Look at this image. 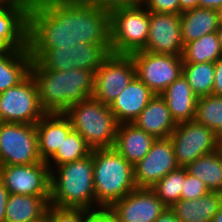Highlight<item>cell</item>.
Listing matches in <instances>:
<instances>
[{"instance_id":"45","label":"cell","mask_w":222,"mask_h":222,"mask_svg":"<svg viewBox=\"0 0 222 222\" xmlns=\"http://www.w3.org/2000/svg\"><path fill=\"white\" fill-rule=\"evenodd\" d=\"M217 11L219 16L220 27H222V6Z\"/></svg>"},{"instance_id":"26","label":"cell","mask_w":222,"mask_h":222,"mask_svg":"<svg viewBox=\"0 0 222 222\" xmlns=\"http://www.w3.org/2000/svg\"><path fill=\"white\" fill-rule=\"evenodd\" d=\"M31 63L28 47L0 51V94L20 83L30 73Z\"/></svg>"},{"instance_id":"5","label":"cell","mask_w":222,"mask_h":222,"mask_svg":"<svg viewBox=\"0 0 222 222\" xmlns=\"http://www.w3.org/2000/svg\"><path fill=\"white\" fill-rule=\"evenodd\" d=\"M64 114L73 130L84 138L92 150L114 146L118 123L109 105L90 97L73 104Z\"/></svg>"},{"instance_id":"27","label":"cell","mask_w":222,"mask_h":222,"mask_svg":"<svg viewBox=\"0 0 222 222\" xmlns=\"http://www.w3.org/2000/svg\"><path fill=\"white\" fill-rule=\"evenodd\" d=\"M185 168L190 175L202 180L211 192L222 193V152L220 149L200 156Z\"/></svg>"},{"instance_id":"15","label":"cell","mask_w":222,"mask_h":222,"mask_svg":"<svg viewBox=\"0 0 222 222\" xmlns=\"http://www.w3.org/2000/svg\"><path fill=\"white\" fill-rule=\"evenodd\" d=\"M166 208L150 188H136L108 209L118 222H155Z\"/></svg>"},{"instance_id":"20","label":"cell","mask_w":222,"mask_h":222,"mask_svg":"<svg viewBox=\"0 0 222 222\" xmlns=\"http://www.w3.org/2000/svg\"><path fill=\"white\" fill-rule=\"evenodd\" d=\"M155 139L133 123H121L113 148L134 166L147 155Z\"/></svg>"},{"instance_id":"10","label":"cell","mask_w":222,"mask_h":222,"mask_svg":"<svg viewBox=\"0 0 222 222\" xmlns=\"http://www.w3.org/2000/svg\"><path fill=\"white\" fill-rule=\"evenodd\" d=\"M136 76L155 94L160 95L183 74L182 55L155 54L145 50L130 54Z\"/></svg>"},{"instance_id":"17","label":"cell","mask_w":222,"mask_h":222,"mask_svg":"<svg viewBox=\"0 0 222 222\" xmlns=\"http://www.w3.org/2000/svg\"><path fill=\"white\" fill-rule=\"evenodd\" d=\"M28 6L0 5V51L26 49Z\"/></svg>"},{"instance_id":"47","label":"cell","mask_w":222,"mask_h":222,"mask_svg":"<svg viewBox=\"0 0 222 222\" xmlns=\"http://www.w3.org/2000/svg\"><path fill=\"white\" fill-rule=\"evenodd\" d=\"M36 222H51V221H50V218L46 215L41 220L36 221Z\"/></svg>"},{"instance_id":"24","label":"cell","mask_w":222,"mask_h":222,"mask_svg":"<svg viewBox=\"0 0 222 222\" xmlns=\"http://www.w3.org/2000/svg\"><path fill=\"white\" fill-rule=\"evenodd\" d=\"M183 44L200 37L217 32L220 28L218 11L210 8L197 7L180 14Z\"/></svg>"},{"instance_id":"38","label":"cell","mask_w":222,"mask_h":222,"mask_svg":"<svg viewBox=\"0 0 222 222\" xmlns=\"http://www.w3.org/2000/svg\"><path fill=\"white\" fill-rule=\"evenodd\" d=\"M213 95L222 96V56L215 63Z\"/></svg>"},{"instance_id":"6","label":"cell","mask_w":222,"mask_h":222,"mask_svg":"<svg viewBox=\"0 0 222 222\" xmlns=\"http://www.w3.org/2000/svg\"><path fill=\"white\" fill-rule=\"evenodd\" d=\"M149 19L150 12L142 4L111 11L110 53L130 55L144 50L149 35Z\"/></svg>"},{"instance_id":"46","label":"cell","mask_w":222,"mask_h":222,"mask_svg":"<svg viewBox=\"0 0 222 222\" xmlns=\"http://www.w3.org/2000/svg\"><path fill=\"white\" fill-rule=\"evenodd\" d=\"M217 33H218L219 40H220V45H221V48H222V27L219 28Z\"/></svg>"},{"instance_id":"28","label":"cell","mask_w":222,"mask_h":222,"mask_svg":"<svg viewBox=\"0 0 222 222\" xmlns=\"http://www.w3.org/2000/svg\"><path fill=\"white\" fill-rule=\"evenodd\" d=\"M222 56V48L217 32L204 35L184 45L183 63H215Z\"/></svg>"},{"instance_id":"48","label":"cell","mask_w":222,"mask_h":222,"mask_svg":"<svg viewBox=\"0 0 222 222\" xmlns=\"http://www.w3.org/2000/svg\"><path fill=\"white\" fill-rule=\"evenodd\" d=\"M219 149H220L221 152H222V137L220 138V147H219Z\"/></svg>"},{"instance_id":"40","label":"cell","mask_w":222,"mask_h":222,"mask_svg":"<svg viewBox=\"0 0 222 222\" xmlns=\"http://www.w3.org/2000/svg\"><path fill=\"white\" fill-rule=\"evenodd\" d=\"M155 222H180L176 216L174 211L167 207L165 211L155 220Z\"/></svg>"},{"instance_id":"31","label":"cell","mask_w":222,"mask_h":222,"mask_svg":"<svg viewBox=\"0 0 222 222\" xmlns=\"http://www.w3.org/2000/svg\"><path fill=\"white\" fill-rule=\"evenodd\" d=\"M92 149L88 146L84 138L76 131L72 130L63 143L56 151V153L47 161L49 167H51V160L54 161V165L61 166L63 164L77 161L90 155Z\"/></svg>"},{"instance_id":"4","label":"cell","mask_w":222,"mask_h":222,"mask_svg":"<svg viewBox=\"0 0 222 222\" xmlns=\"http://www.w3.org/2000/svg\"><path fill=\"white\" fill-rule=\"evenodd\" d=\"M93 183L97 209L109 208L137 188L134 166L113 147L94 149Z\"/></svg>"},{"instance_id":"16","label":"cell","mask_w":222,"mask_h":222,"mask_svg":"<svg viewBox=\"0 0 222 222\" xmlns=\"http://www.w3.org/2000/svg\"><path fill=\"white\" fill-rule=\"evenodd\" d=\"M180 15L150 12L149 35L145 51L155 54L182 55Z\"/></svg>"},{"instance_id":"32","label":"cell","mask_w":222,"mask_h":222,"mask_svg":"<svg viewBox=\"0 0 222 222\" xmlns=\"http://www.w3.org/2000/svg\"><path fill=\"white\" fill-rule=\"evenodd\" d=\"M185 180V167H179L160 179L150 189L169 208L180 200L183 182Z\"/></svg>"},{"instance_id":"33","label":"cell","mask_w":222,"mask_h":222,"mask_svg":"<svg viewBox=\"0 0 222 222\" xmlns=\"http://www.w3.org/2000/svg\"><path fill=\"white\" fill-rule=\"evenodd\" d=\"M210 190L202 180L190 175L185 168V180L183 182V188L181 191L180 199L182 200H194L207 195Z\"/></svg>"},{"instance_id":"39","label":"cell","mask_w":222,"mask_h":222,"mask_svg":"<svg viewBox=\"0 0 222 222\" xmlns=\"http://www.w3.org/2000/svg\"><path fill=\"white\" fill-rule=\"evenodd\" d=\"M9 194L10 193L5 188L3 182L0 180V222H5V208L7 205Z\"/></svg>"},{"instance_id":"8","label":"cell","mask_w":222,"mask_h":222,"mask_svg":"<svg viewBox=\"0 0 222 222\" xmlns=\"http://www.w3.org/2000/svg\"><path fill=\"white\" fill-rule=\"evenodd\" d=\"M45 114L31 73L0 94V122L35 125Z\"/></svg>"},{"instance_id":"25","label":"cell","mask_w":222,"mask_h":222,"mask_svg":"<svg viewBox=\"0 0 222 222\" xmlns=\"http://www.w3.org/2000/svg\"><path fill=\"white\" fill-rule=\"evenodd\" d=\"M222 206V193L209 192L194 200L180 199L171 209L180 222H211Z\"/></svg>"},{"instance_id":"41","label":"cell","mask_w":222,"mask_h":222,"mask_svg":"<svg viewBox=\"0 0 222 222\" xmlns=\"http://www.w3.org/2000/svg\"><path fill=\"white\" fill-rule=\"evenodd\" d=\"M222 6V0H199V7L218 10Z\"/></svg>"},{"instance_id":"19","label":"cell","mask_w":222,"mask_h":222,"mask_svg":"<svg viewBox=\"0 0 222 222\" xmlns=\"http://www.w3.org/2000/svg\"><path fill=\"white\" fill-rule=\"evenodd\" d=\"M38 152L42 161H48L73 130L64 113H46L36 124Z\"/></svg>"},{"instance_id":"9","label":"cell","mask_w":222,"mask_h":222,"mask_svg":"<svg viewBox=\"0 0 222 222\" xmlns=\"http://www.w3.org/2000/svg\"><path fill=\"white\" fill-rule=\"evenodd\" d=\"M42 162L35 125L0 122V163L27 165Z\"/></svg>"},{"instance_id":"34","label":"cell","mask_w":222,"mask_h":222,"mask_svg":"<svg viewBox=\"0 0 222 222\" xmlns=\"http://www.w3.org/2000/svg\"><path fill=\"white\" fill-rule=\"evenodd\" d=\"M46 215L51 222H83L84 209L59 208L49 205Z\"/></svg>"},{"instance_id":"23","label":"cell","mask_w":222,"mask_h":222,"mask_svg":"<svg viewBox=\"0 0 222 222\" xmlns=\"http://www.w3.org/2000/svg\"><path fill=\"white\" fill-rule=\"evenodd\" d=\"M50 196L9 194L5 222H36L47 214Z\"/></svg>"},{"instance_id":"37","label":"cell","mask_w":222,"mask_h":222,"mask_svg":"<svg viewBox=\"0 0 222 222\" xmlns=\"http://www.w3.org/2000/svg\"><path fill=\"white\" fill-rule=\"evenodd\" d=\"M85 2L96 5L105 11H113L118 8L131 7L137 5L135 0H83Z\"/></svg>"},{"instance_id":"7","label":"cell","mask_w":222,"mask_h":222,"mask_svg":"<svg viewBox=\"0 0 222 222\" xmlns=\"http://www.w3.org/2000/svg\"><path fill=\"white\" fill-rule=\"evenodd\" d=\"M109 54L107 44L75 43L71 47L47 48L32 60L30 69L69 71L76 68L96 72Z\"/></svg>"},{"instance_id":"29","label":"cell","mask_w":222,"mask_h":222,"mask_svg":"<svg viewBox=\"0 0 222 222\" xmlns=\"http://www.w3.org/2000/svg\"><path fill=\"white\" fill-rule=\"evenodd\" d=\"M214 74V63H183V76L197 97L212 94Z\"/></svg>"},{"instance_id":"12","label":"cell","mask_w":222,"mask_h":222,"mask_svg":"<svg viewBox=\"0 0 222 222\" xmlns=\"http://www.w3.org/2000/svg\"><path fill=\"white\" fill-rule=\"evenodd\" d=\"M136 76L130 55L109 54L95 72L93 98L110 105Z\"/></svg>"},{"instance_id":"43","label":"cell","mask_w":222,"mask_h":222,"mask_svg":"<svg viewBox=\"0 0 222 222\" xmlns=\"http://www.w3.org/2000/svg\"><path fill=\"white\" fill-rule=\"evenodd\" d=\"M36 0H0V5H25L29 8Z\"/></svg>"},{"instance_id":"22","label":"cell","mask_w":222,"mask_h":222,"mask_svg":"<svg viewBox=\"0 0 222 222\" xmlns=\"http://www.w3.org/2000/svg\"><path fill=\"white\" fill-rule=\"evenodd\" d=\"M160 95L166 101L176 124L194 120L198 97L192 92L183 74Z\"/></svg>"},{"instance_id":"21","label":"cell","mask_w":222,"mask_h":222,"mask_svg":"<svg viewBox=\"0 0 222 222\" xmlns=\"http://www.w3.org/2000/svg\"><path fill=\"white\" fill-rule=\"evenodd\" d=\"M132 123L155 138L170 137L177 125L161 95H154Z\"/></svg>"},{"instance_id":"18","label":"cell","mask_w":222,"mask_h":222,"mask_svg":"<svg viewBox=\"0 0 222 222\" xmlns=\"http://www.w3.org/2000/svg\"><path fill=\"white\" fill-rule=\"evenodd\" d=\"M154 93L135 76L126 88L114 99L110 111L118 124L132 123L154 97Z\"/></svg>"},{"instance_id":"13","label":"cell","mask_w":222,"mask_h":222,"mask_svg":"<svg viewBox=\"0 0 222 222\" xmlns=\"http://www.w3.org/2000/svg\"><path fill=\"white\" fill-rule=\"evenodd\" d=\"M50 179L46 161L0 167V180L10 194L50 196Z\"/></svg>"},{"instance_id":"42","label":"cell","mask_w":222,"mask_h":222,"mask_svg":"<svg viewBox=\"0 0 222 222\" xmlns=\"http://www.w3.org/2000/svg\"><path fill=\"white\" fill-rule=\"evenodd\" d=\"M180 2V14L186 10L199 7V0H179Z\"/></svg>"},{"instance_id":"3","label":"cell","mask_w":222,"mask_h":222,"mask_svg":"<svg viewBox=\"0 0 222 222\" xmlns=\"http://www.w3.org/2000/svg\"><path fill=\"white\" fill-rule=\"evenodd\" d=\"M49 168L51 171L50 205L59 208L96 209L94 208L97 205L93 183V150L83 159ZM53 168L57 170H52Z\"/></svg>"},{"instance_id":"11","label":"cell","mask_w":222,"mask_h":222,"mask_svg":"<svg viewBox=\"0 0 222 222\" xmlns=\"http://www.w3.org/2000/svg\"><path fill=\"white\" fill-rule=\"evenodd\" d=\"M170 138L179 167H186L200 156L220 147V137L195 120L178 123Z\"/></svg>"},{"instance_id":"30","label":"cell","mask_w":222,"mask_h":222,"mask_svg":"<svg viewBox=\"0 0 222 222\" xmlns=\"http://www.w3.org/2000/svg\"><path fill=\"white\" fill-rule=\"evenodd\" d=\"M194 120L222 137V96L198 97Z\"/></svg>"},{"instance_id":"44","label":"cell","mask_w":222,"mask_h":222,"mask_svg":"<svg viewBox=\"0 0 222 222\" xmlns=\"http://www.w3.org/2000/svg\"><path fill=\"white\" fill-rule=\"evenodd\" d=\"M211 222H222V206L219 211L213 216Z\"/></svg>"},{"instance_id":"2","label":"cell","mask_w":222,"mask_h":222,"mask_svg":"<svg viewBox=\"0 0 222 222\" xmlns=\"http://www.w3.org/2000/svg\"><path fill=\"white\" fill-rule=\"evenodd\" d=\"M30 73L36 82L40 105L46 113H64L73 104L93 96L94 71L30 69Z\"/></svg>"},{"instance_id":"36","label":"cell","mask_w":222,"mask_h":222,"mask_svg":"<svg viewBox=\"0 0 222 222\" xmlns=\"http://www.w3.org/2000/svg\"><path fill=\"white\" fill-rule=\"evenodd\" d=\"M83 222H118L108 208L84 209Z\"/></svg>"},{"instance_id":"1","label":"cell","mask_w":222,"mask_h":222,"mask_svg":"<svg viewBox=\"0 0 222 222\" xmlns=\"http://www.w3.org/2000/svg\"><path fill=\"white\" fill-rule=\"evenodd\" d=\"M75 43L110 47V12L83 0H36L28 9L27 47L32 60L47 48Z\"/></svg>"},{"instance_id":"14","label":"cell","mask_w":222,"mask_h":222,"mask_svg":"<svg viewBox=\"0 0 222 222\" xmlns=\"http://www.w3.org/2000/svg\"><path fill=\"white\" fill-rule=\"evenodd\" d=\"M179 168L170 137L156 138L147 155L134 165L137 188H151L171 171Z\"/></svg>"},{"instance_id":"35","label":"cell","mask_w":222,"mask_h":222,"mask_svg":"<svg viewBox=\"0 0 222 222\" xmlns=\"http://www.w3.org/2000/svg\"><path fill=\"white\" fill-rule=\"evenodd\" d=\"M149 12L180 15L179 0H143L141 3Z\"/></svg>"},{"instance_id":"49","label":"cell","mask_w":222,"mask_h":222,"mask_svg":"<svg viewBox=\"0 0 222 222\" xmlns=\"http://www.w3.org/2000/svg\"><path fill=\"white\" fill-rule=\"evenodd\" d=\"M138 4H141L143 0H135Z\"/></svg>"}]
</instances>
